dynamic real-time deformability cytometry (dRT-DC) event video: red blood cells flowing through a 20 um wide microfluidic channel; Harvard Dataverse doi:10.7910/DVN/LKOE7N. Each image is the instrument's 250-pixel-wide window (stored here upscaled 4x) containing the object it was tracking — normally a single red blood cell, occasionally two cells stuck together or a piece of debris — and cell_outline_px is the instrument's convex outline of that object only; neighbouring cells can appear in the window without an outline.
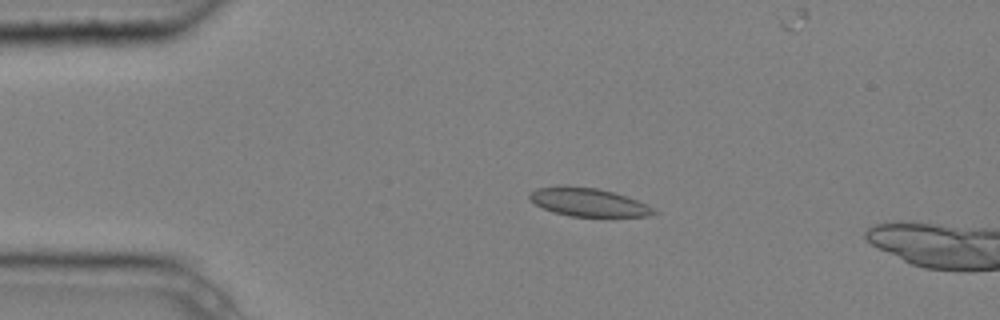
{"species": "common noctule bat (a hibernating species)", "species_latin": "Nyctalus noctula", "temperature_condition": "cold", "stored_images_in_passage": 4, "camera_frame_rate_fps": 3000, "um_per_image_px": 0.085, "animal": {"sex": "male", "body_mass_g": 20.4}, "frame": {"image": 1, "passage_image": 2, "time_ms": 0.333, "image_size_px": [1000, 320], "cell_outline_px": [[660, 212], [648, 216], [572, 216], [552, 212], [536, 204], [528, 196], [536, 188], [556, 184], [564, 184], [596, 188], [612, 192], [636, 200]], "centroid_in_image_um": [49.95, 17.16], "position_along_channel_um": 35.1, "area_um2": 20.4}}